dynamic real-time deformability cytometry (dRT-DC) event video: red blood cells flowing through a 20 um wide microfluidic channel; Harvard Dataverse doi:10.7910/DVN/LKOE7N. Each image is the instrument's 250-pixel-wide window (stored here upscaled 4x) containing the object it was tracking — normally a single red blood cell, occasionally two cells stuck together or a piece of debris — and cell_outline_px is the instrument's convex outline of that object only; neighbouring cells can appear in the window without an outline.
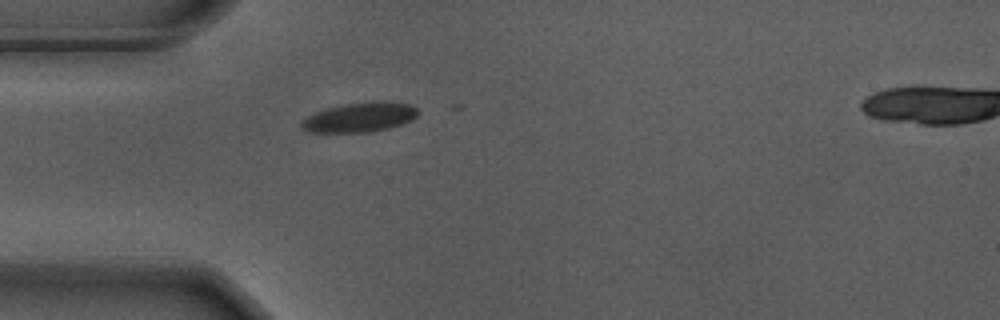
{"species": "Egyptian fruit bat (a non-hibernating species)", "species_latin": "Rousettus aegyptiacus", "temperature_condition": "warm", "stored_images_in_passage": 9, "camera_frame_rate_fps": 3000, "um_per_image_px": 0.085, "animal": {"sex": "male"}, "frame": {"image": 1, "passage_image": 1, "time_ms": 0.0, "image_size_px": [1000, 320], "cell_outline_px": [[420, 112], [412, 120], [388, 128], [368, 132], [308, 132], [300, 128], [300, 120], [316, 112], [328, 108], [344, 104], [384, 100], [412, 104]], "centroid_in_image_um": [30.58, 9.96], "position_along_channel_um": 54.4, "area_um2": 20.17}}
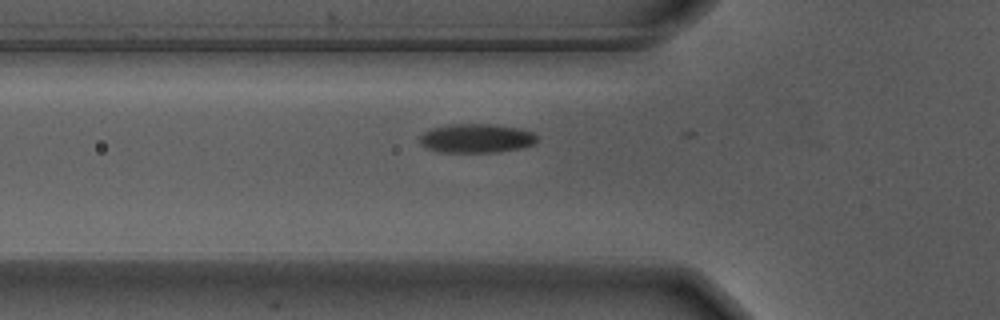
{"frame": {"image": 2, "passage_image": 4, "time_ms": 1.0, "image_size_px": [1000, 320], "cell_outline_px": [[540, 136], [532, 144], [520, 148], [496, 152], [440, 152], [428, 148], [420, 144], [420, 136], [424, 132], [432, 128], [448, 124], [492, 124], [520, 128], [532, 132]], "centroid_in_image_um": [40.5, 11.75], "position_along_channel_um": 85.3, "area_um2": 19.83}}